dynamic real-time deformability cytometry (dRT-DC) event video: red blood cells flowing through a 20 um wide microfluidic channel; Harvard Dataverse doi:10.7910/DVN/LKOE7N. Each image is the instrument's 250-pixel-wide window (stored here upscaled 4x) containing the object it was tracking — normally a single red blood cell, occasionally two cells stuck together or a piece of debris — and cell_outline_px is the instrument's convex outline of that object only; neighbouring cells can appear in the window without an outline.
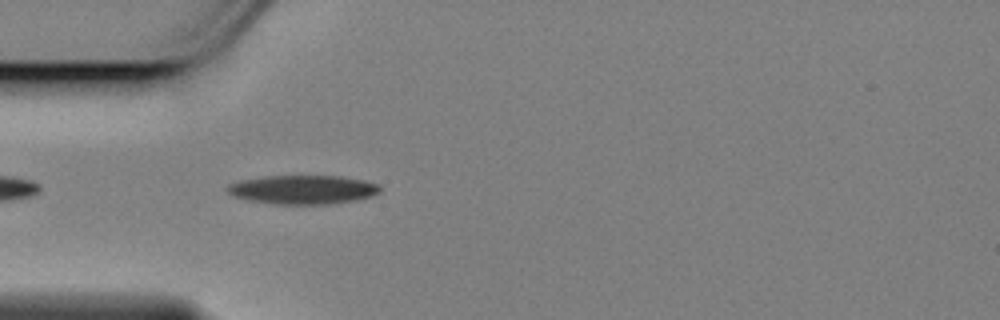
{"species": "Egyptian fruit bat (a non-hibernating species)", "species_latin": "Rousettus aegyptiacus", "temperature_condition": "cold", "stored_images_in_passage": 17, "camera_frame_rate_fps": 3000, "um_per_image_px": 0.085, "animal": {"sex": "female"}, "frame": {"image": 1, "passage_image": 3, "time_ms": 0.667, "image_size_px": [1000, 320], "cell_outline_px": [[380, 192], [372, 196], [356, 200], [332, 204], [272, 204], [248, 200], [232, 196], [228, 192], [228, 188], [232, 184], [240, 180], [268, 176], [340, 176], [364, 180], [376, 184], [380, 188]], "centroid_in_image_um": [25.76, 16.13], "position_along_channel_um": 59.2, "area_um2": 25.61}}
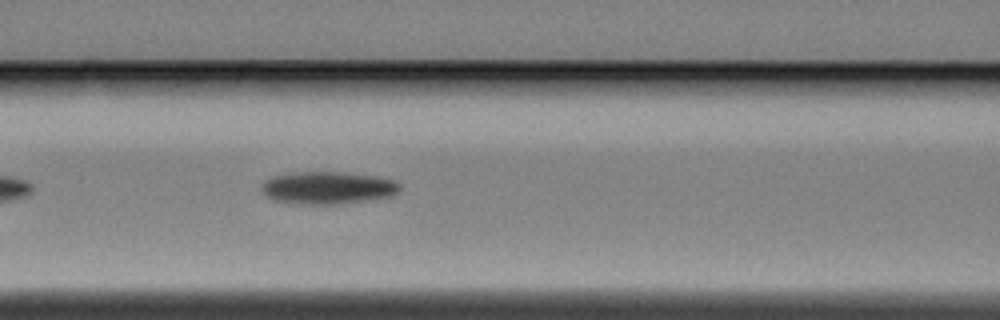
{"frame": {"image": 2, "passage_image": 10, "time_ms": 3.0, "image_size_px": [1000, 320], "cell_outline_px": [[400, 188], [392, 196], [336, 204], [296, 204], [276, 200], [268, 196], [260, 188], [268, 180], [276, 176], [296, 172], [340, 172], [372, 176], [392, 180], [400, 184]], "centroid_in_image_um": [27.87, 15.97], "position_along_channel_um": 138.7, "area_um2": 25.49}}
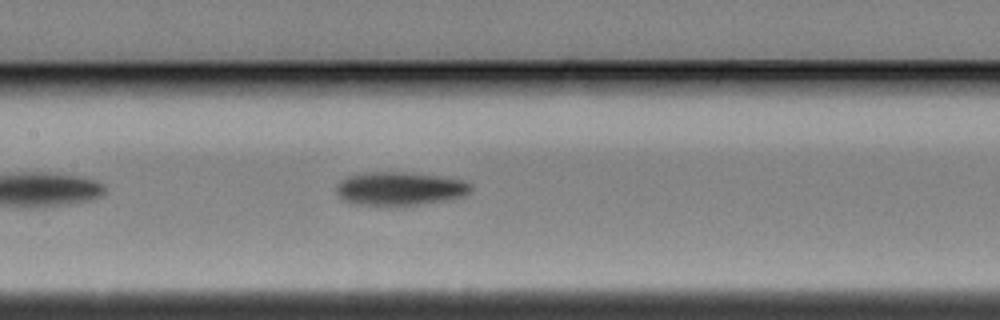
{"frame": {"image": 3, "passage_image": 13, "time_ms": 4.0, "image_size_px": [1000, 320], "cell_outline_px": [[472, 188], [464, 196], [452, 200], [404, 208], [392, 208], [352, 204], [340, 200], [336, 192], [336, 188], [348, 176], [380, 172], [404, 172], [436, 176], [464, 180], [472, 184]], "centroid_in_image_um": [34.01, 16.11], "position_along_channel_um": 173.4, "area_um2": 27.17}}